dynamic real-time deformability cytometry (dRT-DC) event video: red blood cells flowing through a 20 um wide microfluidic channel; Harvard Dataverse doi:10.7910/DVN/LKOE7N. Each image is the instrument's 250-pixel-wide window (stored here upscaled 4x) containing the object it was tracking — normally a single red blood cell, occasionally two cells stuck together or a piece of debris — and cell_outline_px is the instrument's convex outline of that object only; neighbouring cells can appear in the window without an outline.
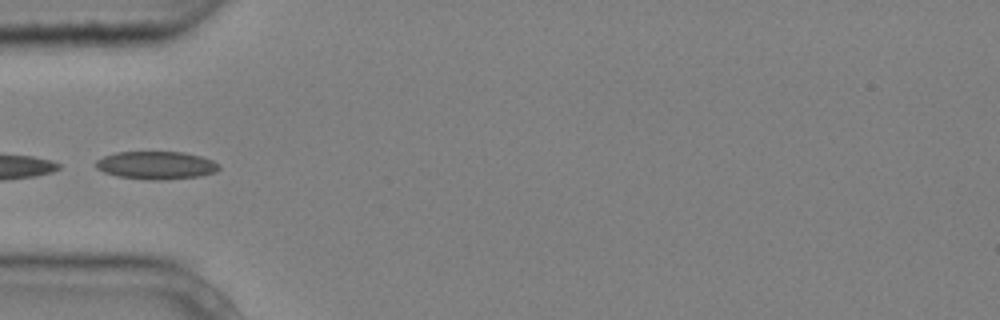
{"species": "common noctule bat (a hibernating species)", "species_latin": "Nyctalus noctula", "temperature_condition": "cold", "stored_images_in_passage": 7, "camera_frame_rate_fps": 3000, "um_per_image_px": 0.085, "animal": {"sex": "male", "body_mass_g": 20.4}, "frame": {"image": 1, "passage_image": 4, "time_ms": 1.0, "image_size_px": [1000, 320], "cell_outline_px": [[220, 168], [216, 172], [200, 176], [164, 180], [152, 180], [116, 176], [104, 172], [96, 168], [96, 160], [104, 156], [116, 152], [184, 152], [200, 156], [212, 160], [220, 164]], "centroid_in_image_um": [13.29, 14.05], "position_along_channel_um": 71.7, "area_um2": 20.11}}
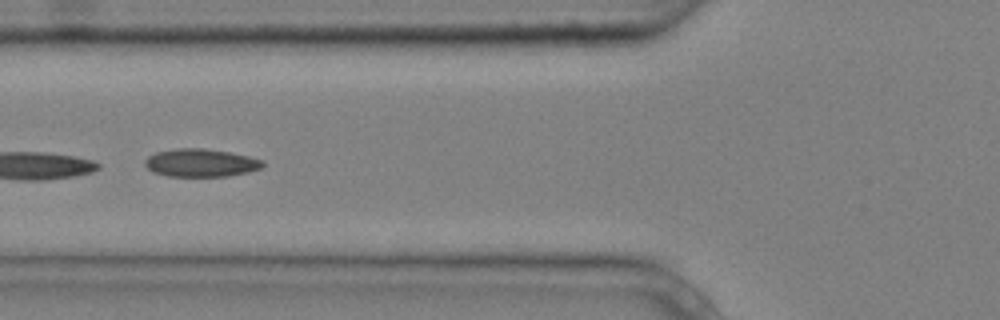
{"frame": {"image": 2, "passage_image": 5, "time_ms": 1.333, "image_size_px": [1000, 320], "cell_outline_px": [[264, 164], [260, 168], [248, 172], [228, 176], [168, 176], [152, 172], [144, 164], [144, 160], [148, 156], [156, 152], [176, 148], [204, 148], [228, 152], [248, 156], [264, 160]], "centroid_in_image_um": [17.04, 13.84], "position_along_channel_um": 108.8, "area_um2": 19.19}}